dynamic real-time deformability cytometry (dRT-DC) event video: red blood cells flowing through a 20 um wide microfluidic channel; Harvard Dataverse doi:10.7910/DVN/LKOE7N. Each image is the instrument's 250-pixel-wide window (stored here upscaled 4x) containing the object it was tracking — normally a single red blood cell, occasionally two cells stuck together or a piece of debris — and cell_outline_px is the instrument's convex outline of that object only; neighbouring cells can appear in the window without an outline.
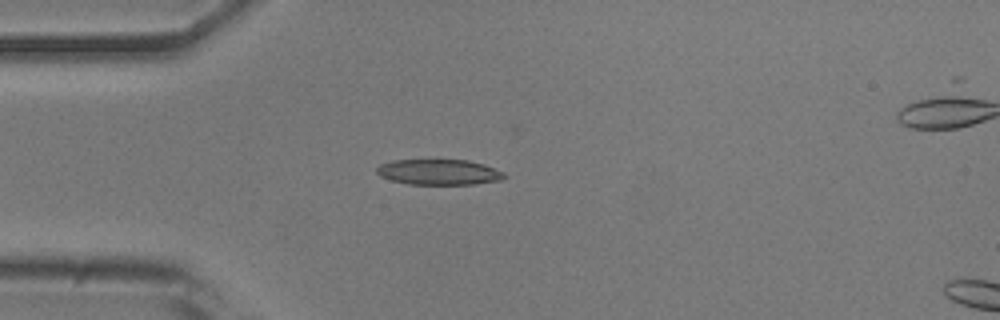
{"species": "common noctule bat (a hibernating species)", "species_latin": "Nyctalus noctula", "temperature_condition": "room temperature", "stored_images_in_passage": 41, "segment_of_instrument_passage": [1, 2], "camera_frame_rate_fps": 3000, "um_per_image_px": 0.085, "animal": {"sex": "male", "body_mass_g": 20.5, "forearm_length_mm": 52.5}, "frame": {"image": 1, "passage_image": 1, "time_ms": 0.0, "image_size_px": [1000, 320], "cell_outline_px": [[508, 176], [500, 180], [472, 184], [408, 184], [392, 180], [380, 176], [376, 172], [376, 168], [380, 164], [392, 160], [468, 160], [484, 164], [504, 172]], "centroid_in_image_um": [37.31, 14.62], "position_along_channel_um": 47.7, "area_um2": 18.96}}
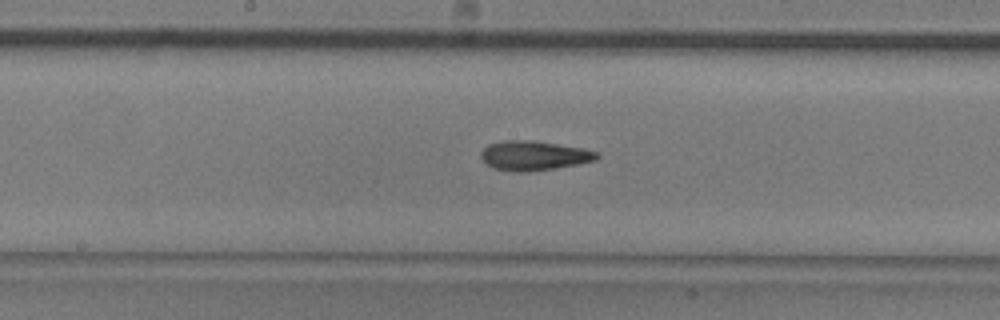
{"frame": {"image": 2, "passage_image": 14, "time_ms": 4.333, "image_size_px": [1000, 320], "cell_outline_px": [[600, 156], [596, 160], [556, 168], [528, 172], [516, 172], [496, 168], [488, 164], [480, 156], [480, 152], [488, 144], [508, 140], [532, 140], [584, 148], [600, 152]], "centroid_in_image_um": [45.42, 13.22], "position_along_channel_um": 202.8, "area_um2": 19.88}}
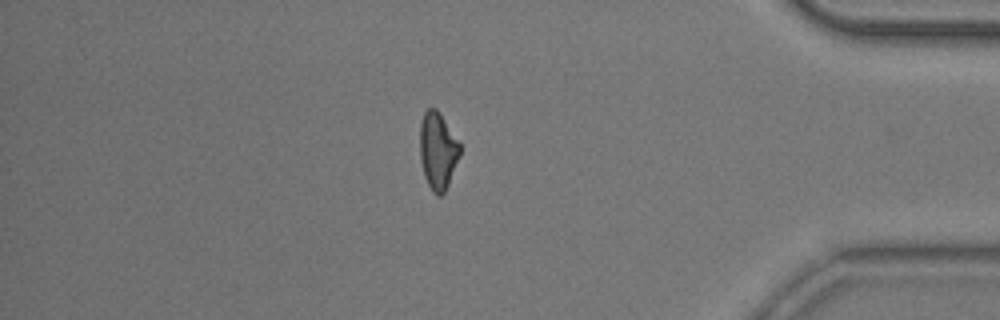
{"frame": {"image": 3, "passage_image": 32, "time_ms": 10.333, "image_size_px": [1000, 320], "cell_outline_px": [[460, 156], [448, 184], [444, 192], [440, 196], [436, 196], [432, 192], [424, 176], [420, 160], [420, 124], [424, 112], [428, 108], [436, 108], [440, 112], [460, 144]], "centroid_in_image_um": [37.2, 12.81], "position_along_channel_um": 398.0, "area_um2": 18.03}}